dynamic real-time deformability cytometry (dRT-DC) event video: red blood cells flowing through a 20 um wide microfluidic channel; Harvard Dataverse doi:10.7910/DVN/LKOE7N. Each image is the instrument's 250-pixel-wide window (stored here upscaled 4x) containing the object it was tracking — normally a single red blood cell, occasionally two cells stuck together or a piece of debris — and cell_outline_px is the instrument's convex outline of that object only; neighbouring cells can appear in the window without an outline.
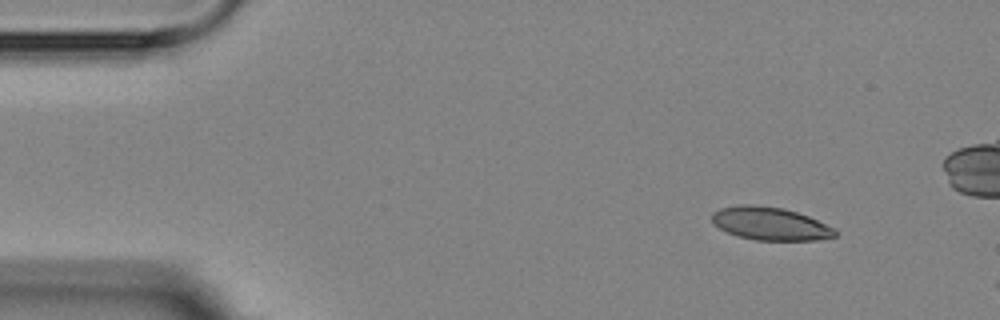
{"species": "Egyptian fruit bat (a non-hibernating species)", "species_latin": "Rousettus aegyptiacus", "temperature_condition": "room temperature", "stored_images_in_passage": 3, "camera_frame_rate_fps": 3000, "um_per_image_px": 0.085, "animal": {"sex": "female"}, "frame": {"image": 1, "passage_image": 1, "time_ms": 0.0, "image_size_px": [1000, 320], "cell_outline_px": [[840, 232], [836, 236], [816, 240], [756, 240], [736, 236], [712, 224], [712, 212], [720, 208], [740, 204], [744, 204], [784, 208], [808, 216], [836, 228]], "centroid_in_image_um": [65.48, 19.01], "position_along_channel_um": 19.5, "area_um2": 23.81}}